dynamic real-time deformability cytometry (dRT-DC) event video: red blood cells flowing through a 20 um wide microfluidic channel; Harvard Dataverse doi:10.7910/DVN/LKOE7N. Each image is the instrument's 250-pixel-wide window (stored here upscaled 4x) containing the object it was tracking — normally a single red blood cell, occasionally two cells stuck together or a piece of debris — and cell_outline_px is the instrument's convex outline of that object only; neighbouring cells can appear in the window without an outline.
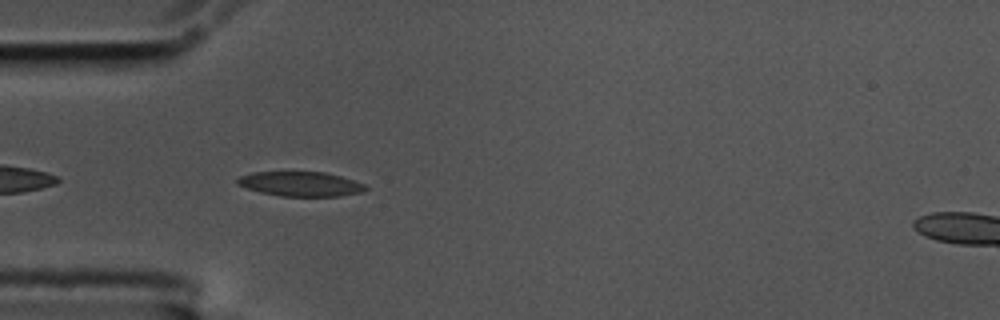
{"species": "common noctule bat (a hibernating species)", "species_latin": "Nyctalus noctula", "temperature_condition": "cold", "stored_images_in_passage": 6, "segment_of_instrument_passage": [2, 3], "camera_frame_rate_fps": 3000, "um_per_image_px": 0.085, "animal": {"sex": "male", "body_mass_g": 17.5, "forearm_length_mm": 52.3}, "frame": {"image": 1, "passage_image": 5, "time_ms": 1.333, "image_size_px": [1000, 320], "cell_outline_px": [[368, 188], [364, 192], [340, 196], [280, 196], [260, 192], [236, 184], [236, 180], [240, 176], [252, 172], [324, 172], [340, 176], [364, 184]], "centroid_in_image_um": [25.55, 15.64], "position_along_channel_um": 59.5, "area_um2": 18.32}}